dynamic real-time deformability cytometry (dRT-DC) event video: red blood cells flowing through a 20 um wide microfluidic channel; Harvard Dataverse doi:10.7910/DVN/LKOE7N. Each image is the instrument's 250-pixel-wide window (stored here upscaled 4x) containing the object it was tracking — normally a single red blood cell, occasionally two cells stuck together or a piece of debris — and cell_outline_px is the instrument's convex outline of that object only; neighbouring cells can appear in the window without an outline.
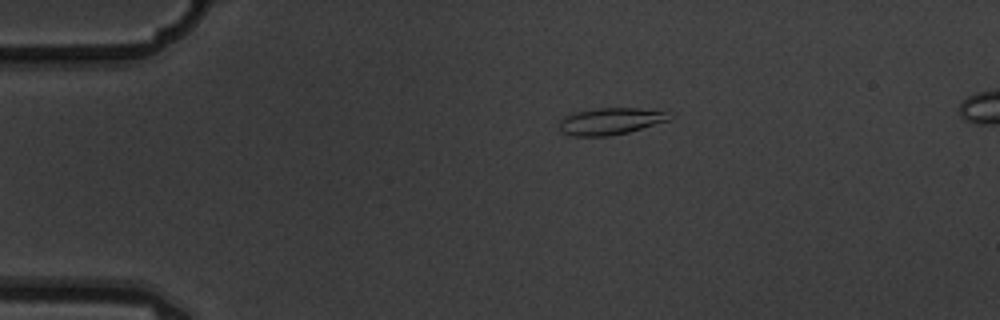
{"species": "common noctule bat (a hibernating species)", "species_latin": "Nyctalus noctula", "temperature_condition": "warm", "stored_images_in_passage": 3, "camera_frame_rate_fps": 3000, "um_per_image_px": 0.085, "animal": {"sex": "male", "body_mass_g": 19.5, "forearm_length_mm": 54.6}, "frame": {"image": 1, "passage_image": 1, "time_ms": 0.0, "image_size_px": [1000, 320], "cell_outline_px": [[676, 116], [668, 120], [628, 132], [608, 136], [572, 136], [560, 132], [560, 120], [564, 116], [572, 112], [600, 108], [640, 108], [664, 112]], "centroid_in_image_um": [51.85, 10.3], "position_along_channel_um": 33.2, "area_um2": 17.17}}